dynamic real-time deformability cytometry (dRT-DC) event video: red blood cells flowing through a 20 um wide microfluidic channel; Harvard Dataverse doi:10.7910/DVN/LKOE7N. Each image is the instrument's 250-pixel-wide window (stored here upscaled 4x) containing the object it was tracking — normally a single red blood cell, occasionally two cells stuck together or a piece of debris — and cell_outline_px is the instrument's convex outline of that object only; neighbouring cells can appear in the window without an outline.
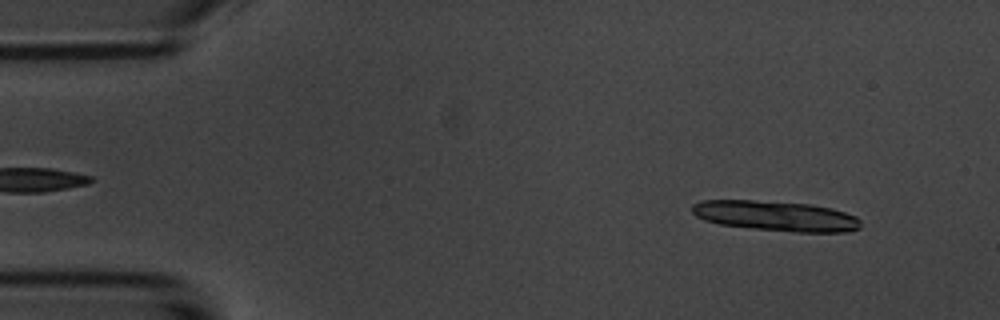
{"species": "common noctule bat (a hibernating species)", "species_latin": "Nyctalus noctula", "temperature_condition": "room temperature", "stored_images_in_passage": 14, "camera_frame_rate_fps": 3000, "um_per_image_px": 0.085, "animal": {"sex": "male", "body_mass_g": 20.1, "forearm_length_mm": 53.5}, "frame": {"image": 1, "passage_image": 4, "time_ms": 1.0, "image_size_px": [1000, 320], "cell_outline_px": [[860, 228], [848, 232], [796, 232], [752, 228], [720, 224], [704, 220], [696, 216], [692, 212], [692, 204], [700, 200], [752, 200], [812, 204], [832, 208], [856, 216], [860, 220]], "centroid_in_image_um": [65.95, 18.35], "position_along_channel_um": 19.0, "area_um2": 29.71}}